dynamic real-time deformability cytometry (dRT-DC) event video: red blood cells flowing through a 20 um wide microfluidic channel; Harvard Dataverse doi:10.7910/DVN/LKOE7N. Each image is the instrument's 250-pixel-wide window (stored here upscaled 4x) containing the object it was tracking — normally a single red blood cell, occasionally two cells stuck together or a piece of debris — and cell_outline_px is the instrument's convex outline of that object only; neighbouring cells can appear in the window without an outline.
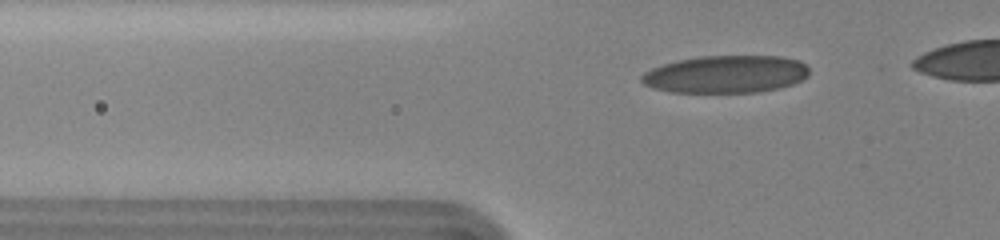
{"species": "human", "species_latin": "Homo sapiens", "temperature_condition": "cold", "stored_images_in_passage": 26, "camera_frame_rate_fps": 3000, "um_per_image_px": 0.085, "donor": {"sex": "female"}, "frame": {"image": 1, "passage_image": 18, "time_ms": 5.0, "image_size_px": [1000, 240], "cell_outline_px": [[808, 76], [792, 84], [780, 88], [756, 92], [672, 92], [652, 88], [644, 84], [640, 80], [640, 76], [644, 72], [652, 68], [676, 60], [700, 56], [780, 56], [800, 60], [808, 68]], "centroid_in_image_um": [61.68, 6.3], "position_along_channel_um": 64.1, "area_um2": 36.7}}